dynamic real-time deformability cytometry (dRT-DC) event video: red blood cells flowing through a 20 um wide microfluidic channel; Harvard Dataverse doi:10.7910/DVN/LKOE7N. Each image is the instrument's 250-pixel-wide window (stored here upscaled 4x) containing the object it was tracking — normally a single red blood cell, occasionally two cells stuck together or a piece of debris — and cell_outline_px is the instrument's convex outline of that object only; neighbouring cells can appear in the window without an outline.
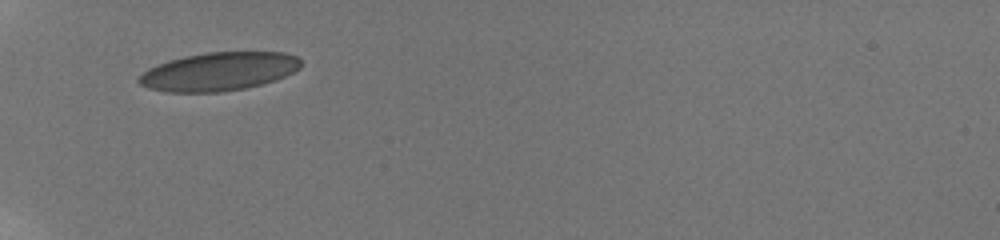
{"species": "human", "species_latin": "Homo sapiens", "temperature_condition": "room temperature", "stored_images_in_passage": 51, "camera_frame_rate_fps": 3000, "um_per_image_px": 0.085, "donor": {"sex": "male"}, "frame": {"image": 1, "passage_image": 1, "time_ms": 0.0, "image_size_px": [1000, 240], "cell_outline_px": [[304, 64], [300, 68], [276, 80], [244, 88], [220, 92], [168, 92], [148, 88], [140, 84], [136, 80], [148, 68], [168, 60], [184, 56], [208, 52], [284, 52], [296, 56]], "centroid_in_image_um": [18.6, 6.07], "position_along_channel_um": 66.4, "area_um2": 36.24}}
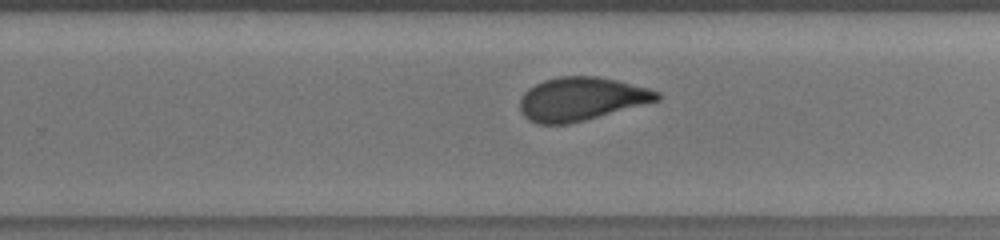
{"frame": {"image": 2, "passage_image": 25, "time_ms": 6.0, "image_size_px": [1000, 240], "cell_outline_px": [[660, 100], [584, 120], [568, 124], [536, 124], [528, 120], [524, 116], [520, 108], [520, 100], [524, 92], [528, 88], [544, 80], [560, 76], [596, 76], [616, 80], [648, 88], [660, 92]], "centroid_in_image_um": [49.38, 8.41], "position_along_channel_um": 280.4, "area_um2": 34.51}}
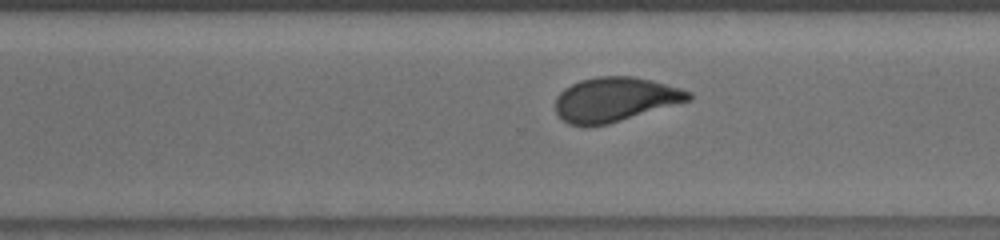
{"frame": {"image": 3, "passage_image": 30, "time_ms": 7.0, "image_size_px": [1000, 240], "cell_outline_px": [[692, 100], [608, 124], [588, 128], [584, 128], [568, 124], [560, 120], [556, 112], [556, 96], [564, 88], [580, 80], [600, 76], [632, 76], [680, 88], [692, 92]], "centroid_in_image_um": [52.23, 8.49], "position_along_channel_um": 318.4, "area_um2": 34.74}, "authors_computed_cell_mechanics": {"area_um2": 34.7956, "velocity_mm_per_s": 3.7981, "shape_relaxation_time_tau1_ms": 7.6008, "shape_relaxation_time_tau2_ms": 0.8761, "deformation_change_tau1": 0.175, "deformation_change_tau2": 0.0729}}